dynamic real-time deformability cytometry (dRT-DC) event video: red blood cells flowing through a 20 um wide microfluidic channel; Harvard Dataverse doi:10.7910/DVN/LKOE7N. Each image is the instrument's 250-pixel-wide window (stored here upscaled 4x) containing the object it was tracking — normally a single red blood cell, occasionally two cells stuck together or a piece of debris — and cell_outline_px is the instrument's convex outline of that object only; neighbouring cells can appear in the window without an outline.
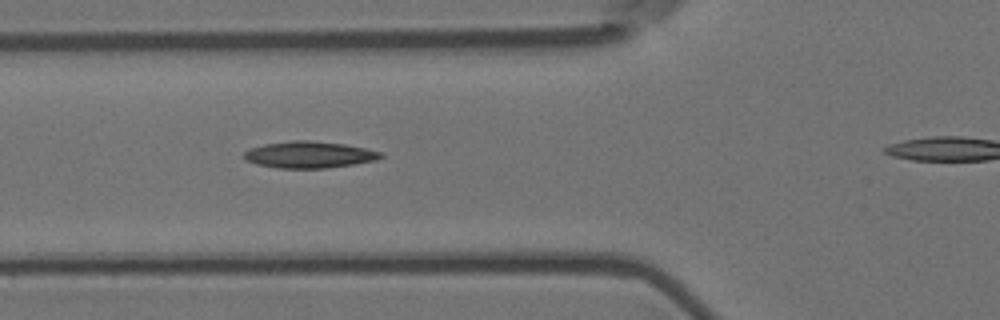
{"species": "Egyptian fruit bat (a non-hibernating species)", "species_latin": "Rousettus aegyptiacus", "temperature_condition": "room temperature", "stored_images_in_passage": 4, "segment_of_instrument_passage": [1, 2], "camera_frame_rate_fps": 3000, "um_per_image_px": 0.085, "animal": {"sex": "female"}, "frame": {"image": 1, "passage_image": 3, "time_ms": 0.667, "image_size_px": [1000, 320], "cell_outline_px": [[384, 156], [376, 160], [352, 164], [324, 168], [276, 168], [256, 164], [244, 160], [244, 152], [248, 148], [264, 144], [296, 140], [308, 140], [344, 144], [384, 152]], "centroid_in_image_um": [26.25, 13.15], "position_along_channel_um": 99.5, "area_um2": 21.21}}